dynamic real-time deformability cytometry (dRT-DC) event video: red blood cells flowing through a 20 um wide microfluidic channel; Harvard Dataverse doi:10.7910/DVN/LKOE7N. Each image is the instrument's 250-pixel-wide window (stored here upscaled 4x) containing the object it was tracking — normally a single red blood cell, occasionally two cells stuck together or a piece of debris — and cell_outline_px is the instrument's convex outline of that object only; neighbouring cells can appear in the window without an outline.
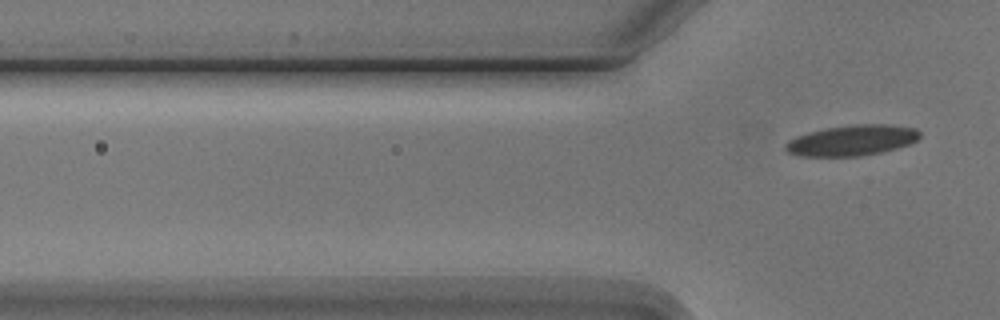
{"species": "Egyptian fruit bat (a non-hibernating species)", "species_latin": "Rousettus aegyptiacus", "temperature_condition": "cold", "stored_images_in_passage": 7, "camera_frame_rate_fps": 3000, "um_per_image_px": 0.085, "animal": {"sex": "male"}, "frame": {"image": 1, "passage_image": 7, "time_ms": 8.0, "image_size_px": [1000, 320], "cell_outline_px": [[920, 136], [916, 140], [908, 144], [896, 148], [880, 152], [860, 156], [800, 156], [788, 152], [784, 148], [784, 144], [788, 140], [796, 136], [808, 132], [824, 128], [856, 124], [888, 124], [916, 128], [920, 132]], "centroid_in_image_um": [72.39, 11.92], "position_along_channel_um": 53.4, "area_um2": 23.99}}